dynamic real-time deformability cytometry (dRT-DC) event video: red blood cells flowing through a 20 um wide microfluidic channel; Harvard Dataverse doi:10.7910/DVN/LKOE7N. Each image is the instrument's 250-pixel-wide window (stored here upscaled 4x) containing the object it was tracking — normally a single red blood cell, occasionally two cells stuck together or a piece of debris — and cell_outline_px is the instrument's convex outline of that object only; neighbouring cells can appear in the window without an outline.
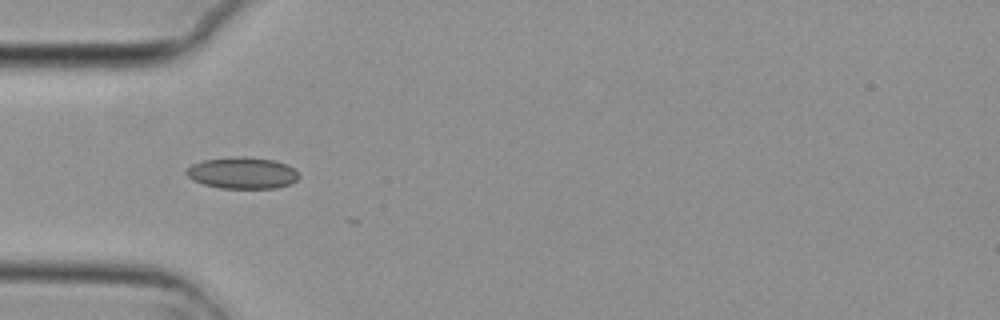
{"species": "common noctule bat (a hibernating species)", "species_latin": "Nyctalus noctula", "temperature_condition": "cold", "stored_images_in_passage": 8, "camera_frame_rate_fps": 3000, "um_per_image_px": 0.085, "animal": {"sex": "female", "body_mass_g": 29.2, "forearm_length_mm": 56.3}, "frame": {"image": 1, "passage_image": 4, "time_ms": 1.0, "image_size_px": [1000, 320], "cell_outline_px": [[300, 176], [296, 180], [288, 184], [276, 188], [220, 188], [204, 184], [192, 180], [184, 172], [192, 164], [204, 160], [240, 156], [244, 156], [272, 160], [288, 164]], "centroid_in_image_um": [20.58, 14.7], "position_along_channel_um": 64.4, "area_um2": 20.52}}
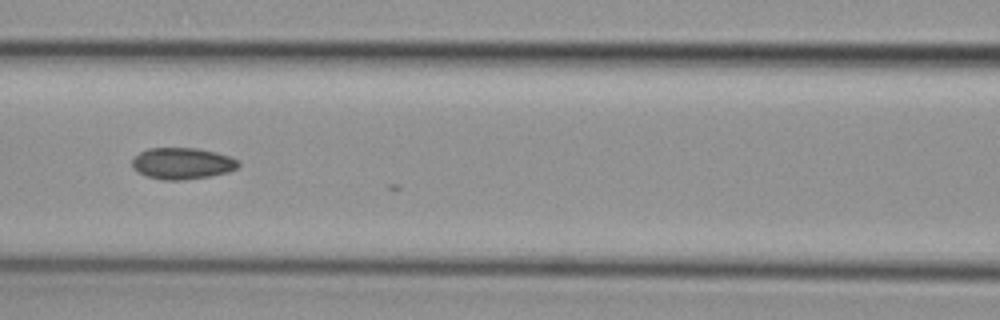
{"frame": {"image": 2, "passage_image": 6, "time_ms": 1.667, "image_size_px": [1000, 320], "cell_outline_px": [[240, 164], [236, 168], [228, 172], [208, 176], [184, 180], [164, 180], [148, 176], [136, 172], [132, 168], [132, 160], [140, 152], [148, 148], [200, 148], [216, 152], [240, 160]], "centroid_in_image_um": [15.49, 13.88], "position_along_channel_um": 151.1, "area_um2": 19.54}}
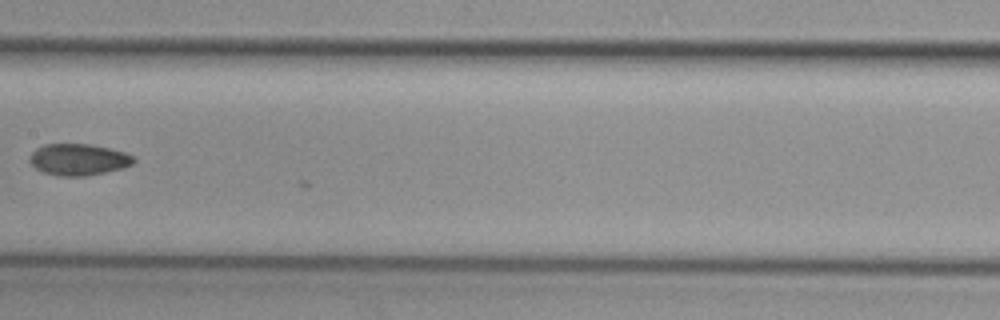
{"frame": {"image": 3, "passage_image": 7, "time_ms": 2.0, "image_size_px": [1000, 320], "cell_outline_px": [[136, 160], [132, 164], [124, 168], [84, 176], [56, 176], [44, 172], [36, 168], [28, 160], [28, 156], [36, 148], [44, 144], [88, 144], [108, 148], [124, 152], [132, 156]], "centroid_in_image_um": [6.64, 13.56], "position_along_channel_um": 200.8, "area_um2": 19.07}}